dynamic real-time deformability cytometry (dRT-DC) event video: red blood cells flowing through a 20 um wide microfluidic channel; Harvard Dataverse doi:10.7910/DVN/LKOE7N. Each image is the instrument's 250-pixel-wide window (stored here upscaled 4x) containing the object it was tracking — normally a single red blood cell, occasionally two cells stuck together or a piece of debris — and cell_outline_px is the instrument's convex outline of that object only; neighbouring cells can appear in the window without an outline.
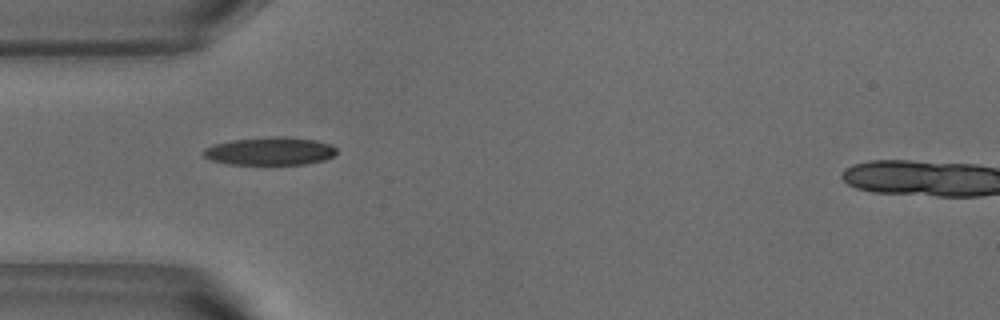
{"species": "common noctule bat (a hibernating species)", "species_latin": "Nyctalus noctula", "temperature_condition": "warm", "stored_images_in_passage": 40, "camera_frame_rate_fps": 3000, "um_per_image_px": 0.085, "animal": {"sex": "male", "body_mass_g": 18.8}, "frame": {"image": 1, "passage_image": 3, "time_ms": 0.667, "image_size_px": [1000, 320], "cell_outline_px": [[336, 152], [332, 156], [324, 160], [304, 164], [228, 164], [212, 160], [204, 156], [204, 148], [212, 144], [232, 140], [272, 136], [284, 136], [316, 140], [332, 144], [336, 148]], "centroid_in_image_um": [22.95, 12.83], "position_along_channel_um": 62.0, "area_um2": 21.73}}
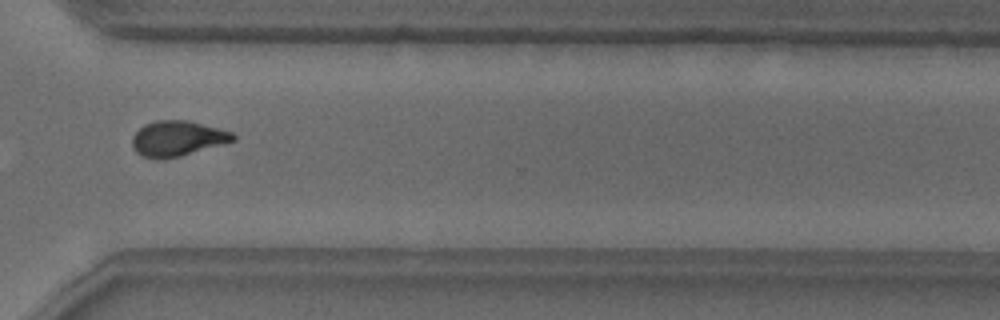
{"frame": {"image": 2, "passage_image": 26, "time_ms": 8.333, "image_size_px": [1000, 320], "cell_outline_px": [[236, 140], [224, 144], [180, 156], [164, 160], [156, 160], [144, 156], [136, 152], [132, 144], [132, 136], [144, 124], [156, 120], [188, 120], [232, 132], [236, 136]], "centroid_in_image_um": [15.07, 11.78], "position_along_channel_um": 355.5, "area_um2": 20.87}}
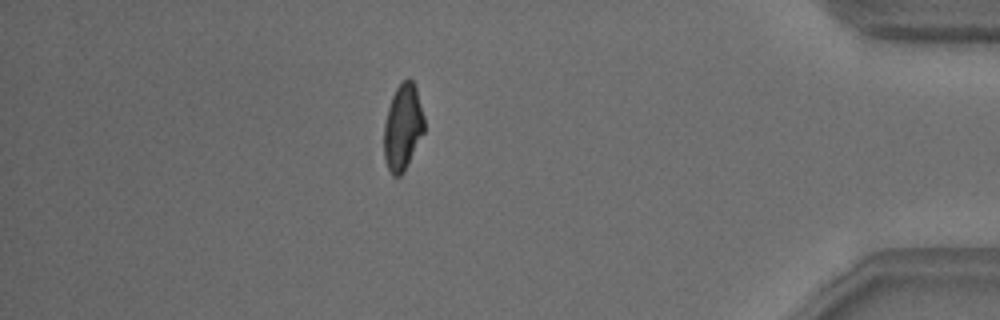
{"frame": {"image": 3, "passage_image": 33, "time_ms": 10.667, "image_size_px": [1000, 320], "cell_outline_px": [[424, 132], [404, 172], [400, 176], [392, 176], [384, 160], [384, 124], [388, 108], [392, 96], [396, 88], [408, 76], [412, 80], [416, 88], [424, 116]], "centroid_in_image_um": [34.23, 10.82], "position_along_channel_um": 401.0, "area_um2": 20.23}}